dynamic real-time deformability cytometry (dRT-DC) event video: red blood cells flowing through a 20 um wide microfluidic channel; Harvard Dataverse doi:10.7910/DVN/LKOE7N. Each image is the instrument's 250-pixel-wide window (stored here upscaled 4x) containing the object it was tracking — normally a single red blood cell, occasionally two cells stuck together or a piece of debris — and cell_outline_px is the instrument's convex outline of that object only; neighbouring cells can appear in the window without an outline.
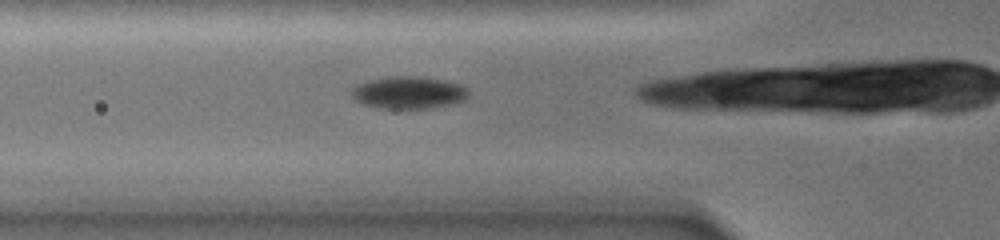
{"species": "common noctule bat (a hibernating species)", "species_latin": "Nyctalus noctula", "temperature_condition": "warm", "stored_images_in_passage": 15, "camera_frame_rate_fps": 3000, "um_per_image_px": 0.085, "animal": {"sex": "female", "body_mass_g": 19.0, "forearm_length_mm": 51.5}, "frame": {"image": 1, "passage_image": 6, "time_ms": 5.0, "image_size_px": [1000, 240], "cell_outline_px": [[468, 96], [464, 100], [432, 108], [384, 108], [360, 104], [352, 96], [352, 88], [356, 84], [368, 80], [388, 76], [416, 76], [444, 80], [460, 84], [468, 88]], "centroid_in_image_um": [34.71, 7.86], "position_along_channel_um": 91.1, "area_um2": 22.02}}
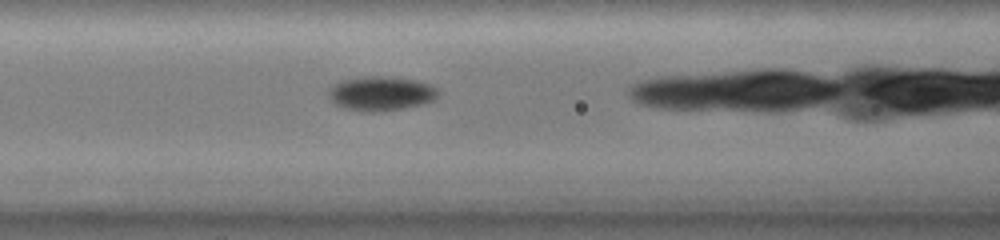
{"frame": {"image": 2, "passage_image": 10, "time_ms": 6.667, "image_size_px": [1000, 240], "cell_outline_px": [[436, 96], [432, 100], [424, 104], [376, 112], [360, 112], [344, 108], [336, 104], [328, 96], [328, 88], [340, 80], [364, 76], [392, 76], [416, 80], [428, 84], [436, 88]], "centroid_in_image_um": [32.31, 7.94], "position_along_channel_um": 134.3, "area_um2": 21.96}}
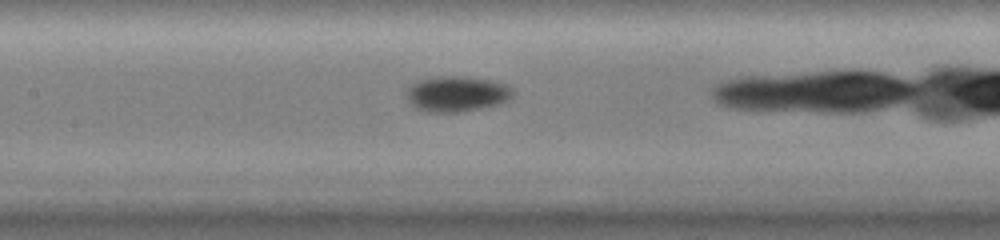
{"frame": {"image": 3, "passage_image": 13, "time_ms": 8.0, "image_size_px": [1000, 240], "cell_outline_px": [[512, 96], [508, 100], [496, 104], [480, 108], [460, 112], [428, 112], [416, 108], [408, 100], [408, 88], [416, 80], [432, 76], [464, 76], [488, 80], [504, 84], [512, 88]], "centroid_in_image_um": [38.79, 7.97], "position_along_channel_um": 168.6, "area_um2": 21.85}}